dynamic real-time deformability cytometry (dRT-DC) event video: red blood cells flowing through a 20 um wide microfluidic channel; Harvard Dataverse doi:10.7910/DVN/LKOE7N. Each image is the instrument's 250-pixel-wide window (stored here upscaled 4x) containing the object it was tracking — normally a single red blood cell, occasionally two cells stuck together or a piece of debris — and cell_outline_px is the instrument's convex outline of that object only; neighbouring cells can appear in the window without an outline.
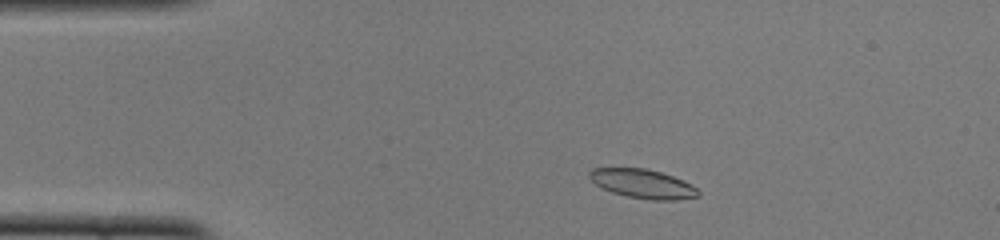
{"species": "common noctule bat (a hibernating species)", "species_latin": "Nyctalus noctula", "temperature_condition": "cold", "stored_images_in_passage": 45, "camera_frame_rate_fps": 3000, "um_per_image_px": 0.085, "animal": {"sex": "female", "body_mass_g": 22.0, "forearm_length_mm": 56.7}, "frame": {"image": 1, "passage_image": 4, "time_ms": 1.0, "image_size_px": [1000, 240], "cell_outline_px": [[700, 196], [676, 200], [652, 200], [628, 196], [612, 192], [600, 188], [588, 176], [588, 172], [592, 168], [648, 168], [684, 180], [692, 184], [700, 192]], "centroid_in_image_um": [54.64, 15.62], "position_along_channel_um": 30.4, "area_um2": 18.5}}
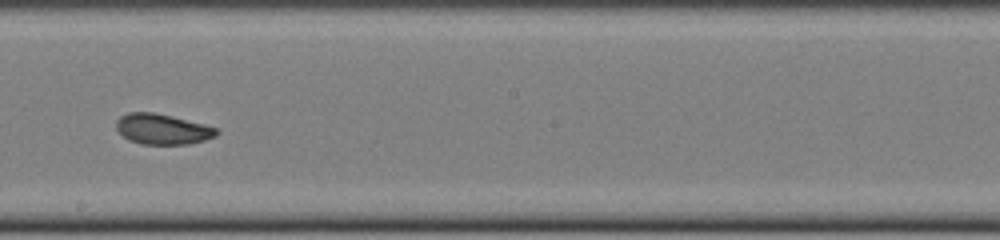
{"frame": {"image": 2, "passage_image": 23, "time_ms": 7.333, "image_size_px": [1000, 240], "cell_outline_px": [[220, 132], [216, 136], [204, 140], [188, 144], [140, 144], [128, 140], [116, 128], [116, 120], [120, 116], [128, 112], [152, 112], [172, 116], [204, 124], [216, 128]], "centroid_in_image_um": [13.8, 10.97], "position_along_channel_um": 234.4, "area_um2": 17.8}}
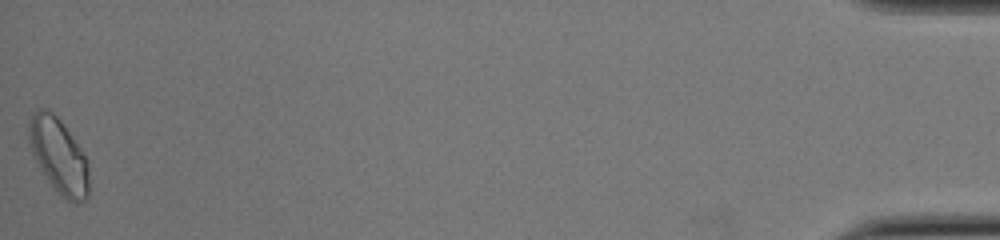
{"frame": {"image": 3, "passage_image": 45, "time_ms": 14.667, "image_size_px": [1000, 240], "cell_outline_px": [[88, 196], [84, 200], [76, 204], [72, 204], [48, 180], [36, 160], [32, 152], [28, 140], [28, 124], [32, 112], [36, 108], [48, 108], [60, 120], [88, 160]], "centroid_in_image_um": [4.98, 13.2], "position_along_channel_um": 430.2, "area_um2": 25.89}, "authors_computed_cell_mechanics": {"area_um2": 18.3226, "velocity_mm_per_s": 3.9718, "shape_relaxation_time_tau1_ms": 3.9711, "shape_relaxation_time_tau2_ms": 2.6062, "deformation_change_tau1": 0.0872, "deformation_change_tau2": 0.0609}}